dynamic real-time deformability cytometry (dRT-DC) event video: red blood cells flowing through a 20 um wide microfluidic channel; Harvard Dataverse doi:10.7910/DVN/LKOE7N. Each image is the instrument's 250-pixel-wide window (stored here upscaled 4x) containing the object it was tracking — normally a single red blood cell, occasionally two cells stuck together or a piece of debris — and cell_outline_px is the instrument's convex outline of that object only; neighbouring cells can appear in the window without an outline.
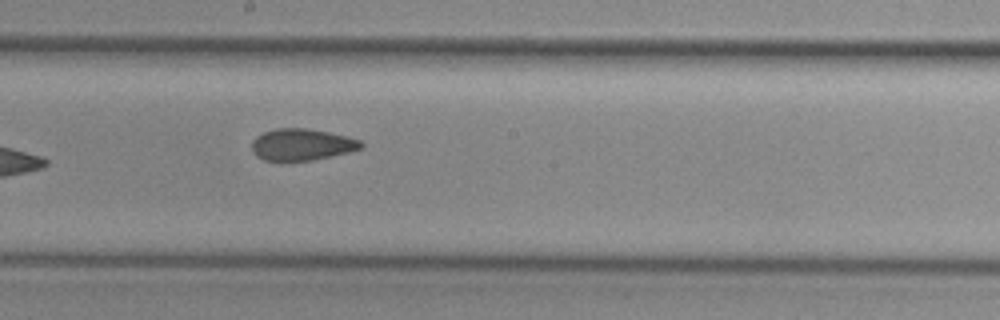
{"species": "common noctule bat (a hibernating species)", "species_latin": "Nyctalus noctula", "temperature_condition": "cold", "stored_images_in_passage": 9, "camera_frame_rate_fps": 3000, "um_per_image_px": 0.085, "animal": {"sex": "female", "body_mass_g": 29.2, "forearm_length_mm": 56.3}, "frame": {"image": 1, "passage_image": 9, "time_ms": 9.667, "image_size_px": [1000, 320], "cell_outline_px": [[364, 144], [360, 148], [348, 152], [312, 160], [264, 160], [256, 156], [252, 152], [252, 140], [256, 136], [264, 132], [276, 128], [304, 128], [328, 132], [348, 136], [360, 140]], "centroid_in_image_um": [25.63, 12.28], "position_along_channel_um": 222.6, "area_um2": 20.0}}